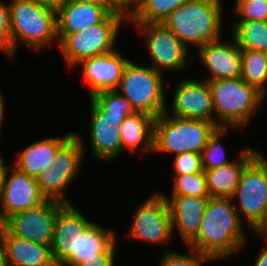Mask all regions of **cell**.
Wrapping results in <instances>:
<instances>
[{"label":"cell","instance_id":"83f0119b","mask_svg":"<svg viewBox=\"0 0 267 266\" xmlns=\"http://www.w3.org/2000/svg\"><path fill=\"white\" fill-rule=\"evenodd\" d=\"M188 0H140L128 18V24L163 23L169 15Z\"/></svg>","mask_w":267,"mask_h":266},{"label":"cell","instance_id":"52a82bcc","mask_svg":"<svg viewBox=\"0 0 267 266\" xmlns=\"http://www.w3.org/2000/svg\"><path fill=\"white\" fill-rule=\"evenodd\" d=\"M217 126L199 119L171 116L165 112L154 119L153 154L175 156L184 152L200 153ZM158 153V154H157Z\"/></svg>","mask_w":267,"mask_h":266},{"label":"cell","instance_id":"9c48e42d","mask_svg":"<svg viewBox=\"0 0 267 266\" xmlns=\"http://www.w3.org/2000/svg\"><path fill=\"white\" fill-rule=\"evenodd\" d=\"M85 160L84 150L77 137L73 135L58 150L50 167L36 178L41 194L47 200L73 203L74 200H70L67 192L70 185L78 180L76 178L81 174Z\"/></svg>","mask_w":267,"mask_h":266},{"label":"cell","instance_id":"7a4b0ae2","mask_svg":"<svg viewBox=\"0 0 267 266\" xmlns=\"http://www.w3.org/2000/svg\"><path fill=\"white\" fill-rule=\"evenodd\" d=\"M10 61H16L19 45L35 52L58 48L56 9L32 0H10ZM18 52V53H17Z\"/></svg>","mask_w":267,"mask_h":266},{"label":"cell","instance_id":"d590c367","mask_svg":"<svg viewBox=\"0 0 267 266\" xmlns=\"http://www.w3.org/2000/svg\"><path fill=\"white\" fill-rule=\"evenodd\" d=\"M113 11L123 14L127 19L138 8L140 0H107Z\"/></svg>","mask_w":267,"mask_h":266},{"label":"cell","instance_id":"1f68e13d","mask_svg":"<svg viewBox=\"0 0 267 266\" xmlns=\"http://www.w3.org/2000/svg\"><path fill=\"white\" fill-rule=\"evenodd\" d=\"M187 253L170 250L168 247L163 250L157 266H206L207 264L222 262V260H209L205 255L190 247H185ZM188 249V251H187ZM208 262V263H207Z\"/></svg>","mask_w":267,"mask_h":266},{"label":"cell","instance_id":"c3c4849f","mask_svg":"<svg viewBox=\"0 0 267 266\" xmlns=\"http://www.w3.org/2000/svg\"><path fill=\"white\" fill-rule=\"evenodd\" d=\"M263 53H264L265 59L267 61V48L263 51Z\"/></svg>","mask_w":267,"mask_h":266},{"label":"cell","instance_id":"3957f363","mask_svg":"<svg viewBox=\"0 0 267 266\" xmlns=\"http://www.w3.org/2000/svg\"><path fill=\"white\" fill-rule=\"evenodd\" d=\"M222 1L188 0L175 9L163 24L191 52L196 51L200 46L223 37L225 5Z\"/></svg>","mask_w":267,"mask_h":266},{"label":"cell","instance_id":"7bdbcfd3","mask_svg":"<svg viewBox=\"0 0 267 266\" xmlns=\"http://www.w3.org/2000/svg\"><path fill=\"white\" fill-rule=\"evenodd\" d=\"M84 4L109 5L107 0H68Z\"/></svg>","mask_w":267,"mask_h":266},{"label":"cell","instance_id":"cb8c5ba5","mask_svg":"<svg viewBox=\"0 0 267 266\" xmlns=\"http://www.w3.org/2000/svg\"><path fill=\"white\" fill-rule=\"evenodd\" d=\"M154 117L142 112L128 115L120 126L121 157L129 154L148 155L153 153ZM125 152V153H124Z\"/></svg>","mask_w":267,"mask_h":266},{"label":"cell","instance_id":"ba28073f","mask_svg":"<svg viewBox=\"0 0 267 266\" xmlns=\"http://www.w3.org/2000/svg\"><path fill=\"white\" fill-rule=\"evenodd\" d=\"M137 35L143 38L144 48L149 56V65L163 75H171L192 67L196 62L193 52L163 23L128 24ZM148 51V52H147ZM151 63V64H150Z\"/></svg>","mask_w":267,"mask_h":266},{"label":"cell","instance_id":"74e56055","mask_svg":"<svg viewBox=\"0 0 267 266\" xmlns=\"http://www.w3.org/2000/svg\"><path fill=\"white\" fill-rule=\"evenodd\" d=\"M117 258H91L75 266H116Z\"/></svg>","mask_w":267,"mask_h":266},{"label":"cell","instance_id":"4316f807","mask_svg":"<svg viewBox=\"0 0 267 266\" xmlns=\"http://www.w3.org/2000/svg\"><path fill=\"white\" fill-rule=\"evenodd\" d=\"M242 131L240 128L236 127H217L214 132L209 136L208 141L205 145V148L201 152L202 168L203 170H209L211 168H218L223 165L229 164L235 161L239 155L249 147V145H243L240 147L241 150L235 154L231 159L227 157L228 153L226 147L223 145V140L228 132L233 130ZM230 130V131H229Z\"/></svg>","mask_w":267,"mask_h":266},{"label":"cell","instance_id":"f546056e","mask_svg":"<svg viewBox=\"0 0 267 266\" xmlns=\"http://www.w3.org/2000/svg\"><path fill=\"white\" fill-rule=\"evenodd\" d=\"M92 98L104 109V117L115 128H120L122 121L135 113L130 101L116 90L99 92Z\"/></svg>","mask_w":267,"mask_h":266},{"label":"cell","instance_id":"484cf974","mask_svg":"<svg viewBox=\"0 0 267 266\" xmlns=\"http://www.w3.org/2000/svg\"><path fill=\"white\" fill-rule=\"evenodd\" d=\"M230 27V36L241 50L264 51L267 48V21H232Z\"/></svg>","mask_w":267,"mask_h":266},{"label":"cell","instance_id":"e0dca14e","mask_svg":"<svg viewBox=\"0 0 267 266\" xmlns=\"http://www.w3.org/2000/svg\"><path fill=\"white\" fill-rule=\"evenodd\" d=\"M47 199L41 194L35 177L10 165L5 177L0 200V213L4 220L14 213L37 208Z\"/></svg>","mask_w":267,"mask_h":266},{"label":"cell","instance_id":"44dd1931","mask_svg":"<svg viewBox=\"0 0 267 266\" xmlns=\"http://www.w3.org/2000/svg\"><path fill=\"white\" fill-rule=\"evenodd\" d=\"M74 135V131L62 136L40 138L25 146L14 154L13 165L29 176L37 178L45 169L50 167L58 150ZM16 155V156H15Z\"/></svg>","mask_w":267,"mask_h":266},{"label":"cell","instance_id":"d6a6232c","mask_svg":"<svg viewBox=\"0 0 267 266\" xmlns=\"http://www.w3.org/2000/svg\"><path fill=\"white\" fill-rule=\"evenodd\" d=\"M233 21H267V2L234 1Z\"/></svg>","mask_w":267,"mask_h":266},{"label":"cell","instance_id":"2e32d148","mask_svg":"<svg viewBox=\"0 0 267 266\" xmlns=\"http://www.w3.org/2000/svg\"><path fill=\"white\" fill-rule=\"evenodd\" d=\"M223 38L208 42L193 53V57L197 55V60L208 70L202 76L208 82L240 77L241 49L232 36L229 40Z\"/></svg>","mask_w":267,"mask_h":266},{"label":"cell","instance_id":"9a60e30c","mask_svg":"<svg viewBox=\"0 0 267 266\" xmlns=\"http://www.w3.org/2000/svg\"><path fill=\"white\" fill-rule=\"evenodd\" d=\"M120 51L118 47L112 52L84 59L74 67L72 71L81 68L79 71L82 72V79L86 82V86L88 85V98L99 92L117 90L123 70L130 60V57Z\"/></svg>","mask_w":267,"mask_h":266},{"label":"cell","instance_id":"8fae6325","mask_svg":"<svg viewBox=\"0 0 267 266\" xmlns=\"http://www.w3.org/2000/svg\"><path fill=\"white\" fill-rule=\"evenodd\" d=\"M266 156L261 150L244 167L232 197L236 211L249 230L261 220L267 203Z\"/></svg>","mask_w":267,"mask_h":266},{"label":"cell","instance_id":"7dc6e473","mask_svg":"<svg viewBox=\"0 0 267 266\" xmlns=\"http://www.w3.org/2000/svg\"><path fill=\"white\" fill-rule=\"evenodd\" d=\"M235 1H264V2H267V0H235Z\"/></svg>","mask_w":267,"mask_h":266},{"label":"cell","instance_id":"8992f818","mask_svg":"<svg viewBox=\"0 0 267 266\" xmlns=\"http://www.w3.org/2000/svg\"><path fill=\"white\" fill-rule=\"evenodd\" d=\"M148 64L130 59L126 64L117 90L130 101L135 112L157 118L169 104L166 90L171 86L167 77ZM168 84H167V83Z\"/></svg>","mask_w":267,"mask_h":266},{"label":"cell","instance_id":"f1b7e54d","mask_svg":"<svg viewBox=\"0 0 267 266\" xmlns=\"http://www.w3.org/2000/svg\"><path fill=\"white\" fill-rule=\"evenodd\" d=\"M240 77L267 97V61L263 51L241 50Z\"/></svg>","mask_w":267,"mask_h":266},{"label":"cell","instance_id":"7402d4cb","mask_svg":"<svg viewBox=\"0 0 267 266\" xmlns=\"http://www.w3.org/2000/svg\"><path fill=\"white\" fill-rule=\"evenodd\" d=\"M112 12L110 5L84 4L65 0L56 9L57 34L81 32L103 22Z\"/></svg>","mask_w":267,"mask_h":266},{"label":"cell","instance_id":"277c9868","mask_svg":"<svg viewBox=\"0 0 267 266\" xmlns=\"http://www.w3.org/2000/svg\"><path fill=\"white\" fill-rule=\"evenodd\" d=\"M217 127H236L244 130L251 125L259 110H264L266 96L241 77L208 82ZM258 112V113H257Z\"/></svg>","mask_w":267,"mask_h":266},{"label":"cell","instance_id":"d4e9b609","mask_svg":"<svg viewBox=\"0 0 267 266\" xmlns=\"http://www.w3.org/2000/svg\"><path fill=\"white\" fill-rule=\"evenodd\" d=\"M1 244L7 266H45L53 261L49 245L17 237L4 228Z\"/></svg>","mask_w":267,"mask_h":266},{"label":"cell","instance_id":"ac0fdd59","mask_svg":"<svg viewBox=\"0 0 267 266\" xmlns=\"http://www.w3.org/2000/svg\"><path fill=\"white\" fill-rule=\"evenodd\" d=\"M115 229L94 221L83 233H77L74 253L64 262L66 266L82 264L91 258H118V238Z\"/></svg>","mask_w":267,"mask_h":266},{"label":"cell","instance_id":"ffe728a7","mask_svg":"<svg viewBox=\"0 0 267 266\" xmlns=\"http://www.w3.org/2000/svg\"><path fill=\"white\" fill-rule=\"evenodd\" d=\"M168 205L172 234L179 235L187 245L198 233L209 198L193 196H164ZM176 234H175V233Z\"/></svg>","mask_w":267,"mask_h":266},{"label":"cell","instance_id":"4dcf8cb0","mask_svg":"<svg viewBox=\"0 0 267 266\" xmlns=\"http://www.w3.org/2000/svg\"><path fill=\"white\" fill-rule=\"evenodd\" d=\"M172 178L171 193L162 191L163 196L210 197L204 170L200 173L173 175Z\"/></svg>","mask_w":267,"mask_h":266},{"label":"cell","instance_id":"4fadbf2b","mask_svg":"<svg viewBox=\"0 0 267 266\" xmlns=\"http://www.w3.org/2000/svg\"><path fill=\"white\" fill-rule=\"evenodd\" d=\"M178 82L173 88V100L169 101L171 104L166 106L165 113L214 123V107L208 81L201 77L193 79L187 76Z\"/></svg>","mask_w":267,"mask_h":266},{"label":"cell","instance_id":"30bf717a","mask_svg":"<svg viewBox=\"0 0 267 266\" xmlns=\"http://www.w3.org/2000/svg\"><path fill=\"white\" fill-rule=\"evenodd\" d=\"M135 209L131 226L125 231L124 238L130 242L135 240L158 247H167L173 243L175 237L172 234L169 209L160 189L152 192Z\"/></svg>","mask_w":267,"mask_h":266},{"label":"cell","instance_id":"b9f144b4","mask_svg":"<svg viewBox=\"0 0 267 266\" xmlns=\"http://www.w3.org/2000/svg\"><path fill=\"white\" fill-rule=\"evenodd\" d=\"M32 1L57 9L58 6L62 4L65 0H32Z\"/></svg>","mask_w":267,"mask_h":266},{"label":"cell","instance_id":"ab89813d","mask_svg":"<svg viewBox=\"0 0 267 266\" xmlns=\"http://www.w3.org/2000/svg\"><path fill=\"white\" fill-rule=\"evenodd\" d=\"M3 153H0V200L2 196L3 186L5 183V177L8 169L10 168L11 164H6L5 158L2 156ZM8 165V166H7Z\"/></svg>","mask_w":267,"mask_h":266},{"label":"cell","instance_id":"5b68a950","mask_svg":"<svg viewBox=\"0 0 267 266\" xmlns=\"http://www.w3.org/2000/svg\"><path fill=\"white\" fill-rule=\"evenodd\" d=\"M128 27V19L113 11L103 22L72 34H57L58 53L64 58L66 68L73 70L82 60L112 52L118 48L119 33Z\"/></svg>","mask_w":267,"mask_h":266},{"label":"cell","instance_id":"836d02e7","mask_svg":"<svg viewBox=\"0 0 267 266\" xmlns=\"http://www.w3.org/2000/svg\"><path fill=\"white\" fill-rule=\"evenodd\" d=\"M172 169L174 170L172 175H185L200 173L203 171L201 154L195 152H184L173 156Z\"/></svg>","mask_w":267,"mask_h":266},{"label":"cell","instance_id":"ee69618b","mask_svg":"<svg viewBox=\"0 0 267 266\" xmlns=\"http://www.w3.org/2000/svg\"><path fill=\"white\" fill-rule=\"evenodd\" d=\"M0 266H7L2 244H0Z\"/></svg>","mask_w":267,"mask_h":266},{"label":"cell","instance_id":"bcb514c9","mask_svg":"<svg viewBox=\"0 0 267 266\" xmlns=\"http://www.w3.org/2000/svg\"><path fill=\"white\" fill-rule=\"evenodd\" d=\"M45 266H66L64 262L53 260L48 265Z\"/></svg>","mask_w":267,"mask_h":266},{"label":"cell","instance_id":"7c38bea8","mask_svg":"<svg viewBox=\"0 0 267 266\" xmlns=\"http://www.w3.org/2000/svg\"><path fill=\"white\" fill-rule=\"evenodd\" d=\"M91 106L89 113V126L88 128V138L89 142L84 141L85 139L79 133H74V135L79 140L85 157L87 153L92 155V159L100 161L102 164H111L117 162L121 158V132L120 128H115L114 124H111L104 117V109L91 97L88 98ZM79 134V135H78ZM85 143L89 145H85ZM90 148H86V147ZM86 148V149H85ZM87 149L89 151H87ZM116 160V161H115Z\"/></svg>","mask_w":267,"mask_h":266},{"label":"cell","instance_id":"e575fe53","mask_svg":"<svg viewBox=\"0 0 267 266\" xmlns=\"http://www.w3.org/2000/svg\"><path fill=\"white\" fill-rule=\"evenodd\" d=\"M0 52L10 60L9 3L0 0Z\"/></svg>","mask_w":267,"mask_h":266},{"label":"cell","instance_id":"5bb4252c","mask_svg":"<svg viewBox=\"0 0 267 266\" xmlns=\"http://www.w3.org/2000/svg\"><path fill=\"white\" fill-rule=\"evenodd\" d=\"M63 204L46 200L37 208L14 213L5 220V228L17 237L51 246L56 215Z\"/></svg>","mask_w":267,"mask_h":266},{"label":"cell","instance_id":"f6af8a7d","mask_svg":"<svg viewBox=\"0 0 267 266\" xmlns=\"http://www.w3.org/2000/svg\"><path fill=\"white\" fill-rule=\"evenodd\" d=\"M5 228V220L3 219L1 213H0V244H1V240H2V234Z\"/></svg>","mask_w":267,"mask_h":266},{"label":"cell","instance_id":"f35d334b","mask_svg":"<svg viewBox=\"0 0 267 266\" xmlns=\"http://www.w3.org/2000/svg\"><path fill=\"white\" fill-rule=\"evenodd\" d=\"M262 239V248L260 247V252H258L257 257H255L256 261L252 266H267V237H261Z\"/></svg>","mask_w":267,"mask_h":266},{"label":"cell","instance_id":"6da1fadb","mask_svg":"<svg viewBox=\"0 0 267 266\" xmlns=\"http://www.w3.org/2000/svg\"><path fill=\"white\" fill-rule=\"evenodd\" d=\"M245 225L232 199L209 197L198 233L186 246L209 260L226 261L248 246Z\"/></svg>","mask_w":267,"mask_h":266},{"label":"cell","instance_id":"603a6c76","mask_svg":"<svg viewBox=\"0 0 267 266\" xmlns=\"http://www.w3.org/2000/svg\"><path fill=\"white\" fill-rule=\"evenodd\" d=\"M259 152L260 150L249 145L235 161L204 170L210 197L232 199L242 170Z\"/></svg>","mask_w":267,"mask_h":266},{"label":"cell","instance_id":"d6986e66","mask_svg":"<svg viewBox=\"0 0 267 266\" xmlns=\"http://www.w3.org/2000/svg\"><path fill=\"white\" fill-rule=\"evenodd\" d=\"M74 203H64L56 215L51 254L53 260L65 262L74 253L77 233H83L94 221Z\"/></svg>","mask_w":267,"mask_h":266},{"label":"cell","instance_id":"8d00e7d4","mask_svg":"<svg viewBox=\"0 0 267 266\" xmlns=\"http://www.w3.org/2000/svg\"><path fill=\"white\" fill-rule=\"evenodd\" d=\"M255 237H267V203L261 220L250 230Z\"/></svg>","mask_w":267,"mask_h":266},{"label":"cell","instance_id":"60d3db41","mask_svg":"<svg viewBox=\"0 0 267 266\" xmlns=\"http://www.w3.org/2000/svg\"><path fill=\"white\" fill-rule=\"evenodd\" d=\"M4 94L5 93H3L1 90H0V138H1V136H3L2 134H3V126L5 125L4 123H5V117H6V115H5V109L7 108L6 107V97L4 96Z\"/></svg>","mask_w":267,"mask_h":266}]
</instances>
